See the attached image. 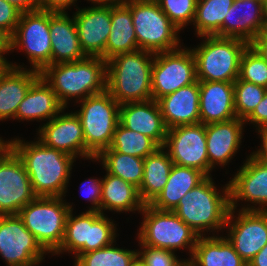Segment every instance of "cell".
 Masks as SVG:
<instances>
[{"label":"cell","instance_id":"obj_16","mask_svg":"<svg viewBox=\"0 0 267 266\" xmlns=\"http://www.w3.org/2000/svg\"><path fill=\"white\" fill-rule=\"evenodd\" d=\"M234 213L235 210L230 209L225 225L229 229L226 238L248 264L267 244V211L239 209L237 217Z\"/></svg>","mask_w":267,"mask_h":266},{"label":"cell","instance_id":"obj_11","mask_svg":"<svg viewBox=\"0 0 267 266\" xmlns=\"http://www.w3.org/2000/svg\"><path fill=\"white\" fill-rule=\"evenodd\" d=\"M9 49L25 51L32 70L41 73L51 65L49 11L37 9L21 13L16 30L9 38Z\"/></svg>","mask_w":267,"mask_h":266},{"label":"cell","instance_id":"obj_12","mask_svg":"<svg viewBox=\"0 0 267 266\" xmlns=\"http://www.w3.org/2000/svg\"><path fill=\"white\" fill-rule=\"evenodd\" d=\"M196 81V63L191 47L155 53L151 75L153 100L158 101Z\"/></svg>","mask_w":267,"mask_h":266},{"label":"cell","instance_id":"obj_29","mask_svg":"<svg viewBox=\"0 0 267 266\" xmlns=\"http://www.w3.org/2000/svg\"><path fill=\"white\" fill-rule=\"evenodd\" d=\"M206 177L196 168L173 164L167 183L150 206L160 211H173L181 198Z\"/></svg>","mask_w":267,"mask_h":266},{"label":"cell","instance_id":"obj_10","mask_svg":"<svg viewBox=\"0 0 267 266\" xmlns=\"http://www.w3.org/2000/svg\"><path fill=\"white\" fill-rule=\"evenodd\" d=\"M116 225L101 212L86 210L73 216V210H70L61 246L54 255L68 251L75 255V261L81 254L115 243Z\"/></svg>","mask_w":267,"mask_h":266},{"label":"cell","instance_id":"obj_18","mask_svg":"<svg viewBox=\"0 0 267 266\" xmlns=\"http://www.w3.org/2000/svg\"><path fill=\"white\" fill-rule=\"evenodd\" d=\"M73 15L85 56L105 60L106 43L111 32V5L78 8Z\"/></svg>","mask_w":267,"mask_h":266},{"label":"cell","instance_id":"obj_13","mask_svg":"<svg viewBox=\"0 0 267 266\" xmlns=\"http://www.w3.org/2000/svg\"><path fill=\"white\" fill-rule=\"evenodd\" d=\"M36 197L21 159L6 144L0 151V215H18Z\"/></svg>","mask_w":267,"mask_h":266},{"label":"cell","instance_id":"obj_15","mask_svg":"<svg viewBox=\"0 0 267 266\" xmlns=\"http://www.w3.org/2000/svg\"><path fill=\"white\" fill-rule=\"evenodd\" d=\"M206 125L203 123L168 129L164 150L174 164L192 167L209 176Z\"/></svg>","mask_w":267,"mask_h":266},{"label":"cell","instance_id":"obj_47","mask_svg":"<svg viewBox=\"0 0 267 266\" xmlns=\"http://www.w3.org/2000/svg\"><path fill=\"white\" fill-rule=\"evenodd\" d=\"M15 6L22 13L39 9L38 0H4Z\"/></svg>","mask_w":267,"mask_h":266},{"label":"cell","instance_id":"obj_37","mask_svg":"<svg viewBox=\"0 0 267 266\" xmlns=\"http://www.w3.org/2000/svg\"><path fill=\"white\" fill-rule=\"evenodd\" d=\"M267 89L237 78L234 81L236 117L245 120L263 99Z\"/></svg>","mask_w":267,"mask_h":266},{"label":"cell","instance_id":"obj_14","mask_svg":"<svg viewBox=\"0 0 267 266\" xmlns=\"http://www.w3.org/2000/svg\"><path fill=\"white\" fill-rule=\"evenodd\" d=\"M46 254L18 215H0V256L7 266H39Z\"/></svg>","mask_w":267,"mask_h":266},{"label":"cell","instance_id":"obj_51","mask_svg":"<svg viewBox=\"0 0 267 266\" xmlns=\"http://www.w3.org/2000/svg\"><path fill=\"white\" fill-rule=\"evenodd\" d=\"M131 266H146L145 262L137 255L131 263Z\"/></svg>","mask_w":267,"mask_h":266},{"label":"cell","instance_id":"obj_34","mask_svg":"<svg viewBox=\"0 0 267 266\" xmlns=\"http://www.w3.org/2000/svg\"><path fill=\"white\" fill-rule=\"evenodd\" d=\"M234 0H198L193 20L197 37L219 36L221 26Z\"/></svg>","mask_w":267,"mask_h":266},{"label":"cell","instance_id":"obj_44","mask_svg":"<svg viewBox=\"0 0 267 266\" xmlns=\"http://www.w3.org/2000/svg\"><path fill=\"white\" fill-rule=\"evenodd\" d=\"M76 2L77 0H38V5L40 10L57 13L66 12Z\"/></svg>","mask_w":267,"mask_h":266},{"label":"cell","instance_id":"obj_49","mask_svg":"<svg viewBox=\"0 0 267 266\" xmlns=\"http://www.w3.org/2000/svg\"><path fill=\"white\" fill-rule=\"evenodd\" d=\"M8 52H10L9 37L0 30V57H5L3 55Z\"/></svg>","mask_w":267,"mask_h":266},{"label":"cell","instance_id":"obj_19","mask_svg":"<svg viewBox=\"0 0 267 266\" xmlns=\"http://www.w3.org/2000/svg\"><path fill=\"white\" fill-rule=\"evenodd\" d=\"M64 109L39 127L38 140L74 158H78L79 155L83 159L90 160L85 155L84 132L79 117L75 112L64 113Z\"/></svg>","mask_w":267,"mask_h":266},{"label":"cell","instance_id":"obj_40","mask_svg":"<svg viewBox=\"0 0 267 266\" xmlns=\"http://www.w3.org/2000/svg\"><path fill=\"white\" fill-rule=\"evenodd\" d=\"M140 248L138 255L146 266H188L187 261L178 259L173 251L147 245H140Z\"/></svg>","mask_w":267,"mask_h":266},{"label":"cell","instance_id":"obj_23","mask_svg":"<svg viewBox=\"0 0 267 266\" xmlns=\"http://www.w3.org/2000/svg\"><path fill=\"white\" fill-rule=\"evenodd\" d=\"M200 123L226 122L236 118L234 82L199 81Z\"/></svg>","mask_w":267,"mask_h":266},{"label":"cell","instance_id":"obj_9","mask_svg":"<svg viewBox=\"0 0 267 266\" xmlns=\"http://www.w3.org/2000/svg\"><path fill=\"white\" fill-rule=\"evenodd\" d=\"M140 213L144 216L137 234L140 245L173 252L188 249L192 257L199 235L173 211H160L144 205Z\"/></svg>","mask_w":267,"mask_h":266},{"label":"cell","instance_id":"obj_28","mask_svg":"<svg viewBox=\"0 0 267 266\" xmlns=\"http://www.w3.org/2000/svg\"><path fill=\"white\" fill-rule=\"evenodd\" d=\"M188 266H247L226 236H199Z\"/></svg>","mask_w":267,"mask_h":266},{"label":"cell","instance_id":"obj_2","mask_svg":"<svg viewBox=\"0 0 267 266\" xmlns=\"http://www.w3.org/2000/svg\"><path fill=\"white\" fill-rule=\"evenodd\" d=\"M40 74L64 108L72 98L78 103L107 90V61L101 57L48 65Z\"/></svg>","mask_w":267,"mask_h":266},{"label":"cell","instance_id":"obj_31","mask_svg":"<svg viewBox=\"0 0 267 266\" xmlns=\"http://www.w3.org/2000/svg\"><path fill=\"white\" fill-rule=\"evenodd\" d=\"M105 48V60L121 53L138 51L130 7L126 4L111 5V30Z\"/></svg>","mask_w":267,"mask_h":266},{"label":"cell","instance_id":"obj_54","mask_svg":"<svg viewBox=\"0 0 267 266\" xmlns=\"http://www.w3.org/2000/svg\"><path fill=\"white\" fill-rule=\"evenodd\" d=\"M7 144V141L3 140L1 137H0V151L3 149V147Z\"/></svg>","mask_w":267,"mask_h":266},{"label":"cell","instance_id":"obj_30","mask_svg":"<svg viewBox=\"0 0 267 266\" xmlns=\"http://www.w3.org/2000/svg\"><path fill=\"white\" fill-rule=\"evenodd\" d=\"M138 188L122 178L106 172L102 178L101 213L105 210L116 213L138 211L144 208Z\"/></svg>","mask_w":267,"mask_h":266},{"label":"cell","instance_id":"obj_35","mask_svg":"<svg viewBox=\"0 0 267 266\" xmlns=\"http://www.w3.org/2000/svg\"><path fill=\"white\" fill-rule=\"evenodd\" d=\"M159 147L150 137L137 131L129 130L119 122L109 148L122 154L146 158Z\"/></svg>","mask_w":267,"mask_h":266},{"label":"cell","instance_id":"obj_50","mask_svg":"<svg viewBox=\"0 0 267 266\" xmlns=\"http://www.w3.org/2000/svg\"><path fill=\"white\" fill-rule=\"evenodd\" d=\"M90 1L93 5H118L123 4L127 0H87Z\"/></svg>","mask_w":267,"mask_h":266},{"label":"cell","instance_id":"obj_27","mask_svg":"<svg viewBox=\"0 0 267 266\" xmlns=\"http://www.w3.org/2000/svg\"><path fill=\"white\" fill-rule=\"evenodd\" d=\"M64 107L60 104L51 86L40 76L29 88L20 102L16 120L50 121Z\"/></svg>","mask_w":267,"mask_h":266},{"label":"cell","instance_id":"obj_43","mask_svg":"<svg viewBox=\"0 0 267 266\" xmlns=\"http://www.w3.org/2000/svg\"><path fill=\"white\" fill-rule=\"evenodd\" d=\"M255 125L256 129L267 126V91L261 102L255 107L253 112L244 120Z\"/></svg>","mask_w":267,"mask_h":266},{"label":"cell","instance_id":"obj_17","mask_svg":"<svg viewBox=\"0 0 267 266\" xmlns=\"http://www.w3.org/2000/svg\"><path fill=\"white\" fill-rule=\"evenodd\" d=\"M228 185L230 209H237L241 200L256 206L248 203L241 210L267 211V163L249 155Z\"/></svg>","mask_w":267,"mask_h":266},{"label":"cell","instance_id":"obj_1","mask_svg":"<svg viewBox=\"0 0 267 266\" xmlns=\"http://www.w3.org/2000/svg\"><path fill=\"white\" fill-rule=\"evenodd\" d=\"M7 145L21 159L37 197H65L71 177L74 157L50 148L38 139L25 142L19 137Z\"/></svg>","mask_w":267,"mask_h":266},{"label":"cell","instance_id":"obj_45","mask_svg":"<svg viewBox=\"0 0 267 266\" xmlns=\"http://www.w3.org/2000/svg\"><path fill=\"white\" fill-rule=\"evenodd\" d=\"M257 130L256 132L259 133L262 144L261 147L257 149V151H253L250 155L257 160L267 163V126L258 128Z\"/></svg>","mask_w":267,"mask_h":266},{"label":"cell","instance_id":"obj_53","mask_svg":"<svg viewBox=\"0 0 267 266\" xmlns=\"http://www.w3.org/2000/svg\"><path fill=\"white\" fill-rule=\"evenodd\" d=\"M263 18H264L265 30H267V0L263 2Z\"/></svg>","mask_w":267,"mask_h":266},{"label":"cell","instance_id":"obj_33","mask_svg":"<svg viewBox=\"0 0 267 266\" xmlns=\"http://www.w3.org/2000/svg\"><path fill=\"white\" fill-rule=\"evenodd\" d=\"M94 160H99L107 173L120 177L137 188L140 187L143 180L144 158L122 154L106 148Z\"/></svg>","mask_w":267,"mask_h":266},{"label":"cell","instance_id":"obj_46","mask_svg":"<svg viewBox=\"0 0 267 266\" xmlns=\"http://www.w3.org/2000/svg\"><path fill=\"white\" fill-rule=\"evenodd\" d=\"M249 45L267 62V30L261 32Z\"/></svg>","mask_w":267,"mask_h":266},{"label":"cell","instance_id":"obj_22","mask_svg":"<svg viewBox=\"0 0 267 266\" xmlns=\"http://www.w3.org/2000/svg\"><path fill=\"white\" fill-rule=\"evenodd\" d=\"M244 124V120L236 117L230 121L206 125L209 176L216 165L225 167L235 156L242 143Z\"/></svg>","mask_w":267,"mask_h":266},{"label":"cell","instance_id":"obj_3","mask_svg":"<svg viewBox=\"0 0 267 266\" xmlns=\"http://www.w3.org/2000/svg\"><path fill=\"white\" fill-rule=\"evenodd\" d=\"M222 189L218 192L212 176H207L181 198L173 212L199 236L219 232L225 229L230 211L228 183Z\"/></svg>","mask_w":267,"mask_h":266},{"label":"cell","instance_id":"obj_26","mask_svg":"<svg viewBox=\"0 0 267 266\" xmlns=\"http://www.w3.org/2000/svg\"><path fill=\"white\" fill-rule=\"evenodd\" d=\"M51 65L75 62L86 56L81 50L74 17L67 12L49 11Z\"/></svg>","mask_w":267,"mask_h":266},{"label":"cell","instance_id":"obj_20","mask_svg":"<svg viewBox=\"0 0 267 266\" xmlns=\"http://www.w3.org/2000/svg\"><path fill=\"white\" fill-rule=\"evenodd\" d=\"M119 122L129 130L150 137L160 147H163L168 128L157 101L151 99L120 104Z\"/></svg>","mask_w":267,"mask_h":266},{"label":"cell","instance_id":"obj_6","mask_svg":"<svg viewBox=\"0 0 267 266\" xmlns=\"http://www.w3.org/2000/svg\"><path fill=\"white\" fill-rule=\"evenodd\" d=\"M201 44L191 49L198 81L234 82L239 77L240 58L249 45L238 38L201 36Z\"/></svg>","mask_w":267,"mask_h":266},{"label":"cell","instance_id":"obj_32","mask_svg":"<svg viewBox=\"0 0 267 266\" xmlns=\"http://www.w3.org/2000/svg\"><path fill=\"white\" fill-rule=\"evenodd\" d=\"M173 164L163 147L144 158L143 180L138 190L145 205H150L162 192Z\"/></svg>","mask_w":267,"mask_h":266},{"label":"cell","instance_id":"obj_4","mask_svg":"<svg viewBox=\"0 0 267 266\" xmlns=\"http://www.w3.org/2000/svg\"><path fill=\"white\" fill-rule=\"evenodd\" d=\"M154 56L153 52L138 50L107 60V91L119 104L152 99Z\"/></svg>","mask_w":267,"mask_h":266},{"label":"cell","instance_id":"obj_38","mask_svg":"<svg viewBox=\"0 0 267 266\" xmlns=\"http://www.w3.org/2000/svg\"><path fill=\"white\" fill-rule=\"evenodd\" d=\"M238 78L267 89V62L250 45L241 55Z\"/></svg>","mask_w":267,"mask_h":266},{"label":"cell","instance_id":"obj_21","mask_svg":"<svg viewBox=\"0 0 267 266\" xmlns=\"http://www.w3.org/2000/svg\"><path fill=\"white\" fill-rule=\"evenodd\" d=\"M263 31V2L234 0L227 16L224 17L221 37L238 38L250 44Z\"/></svg>","mask_w":267,"mask_h":266},{"label":"cell","instance_id":"obj_25","mask_svg":"<svg viewBox=\"0 0 267 266\" xmlns=\"http://www.w3.org/2000/svg\"><path fill=\"white\" fill-rule=\"evenodd\" d=\"M8 62L0 74V121L8 118L16 120L20 102L25 98L30 86L41 76L40 72Z\"/></svg>","mask_w":267,"mask_h":266},{"label":"cell","instance_id":"obj_8","mask_svg":"<svg viewBox=\"0 0 267 266\" xmlns=\"http://www.w3.org/2000/svg\"><path fill=\"white\" fill-rule=\"evenodd\" d=\"M63 197H36L24 206L18 216L37 242L49 254L60 248L68 213L72 204Z\"/></svg>","mask_w":267,"mask_h":266},{"label":"cell","instance_id":"obj_39","mask_svg":"<svg viewBox=\"0 0 267 266\" xmlns=\"http://www.w3.org/2000/svg\"><path fill=\"white\" fill-rule=\"evenodd\" d=\"M170 21L179 29L193 23L198 0H155Z\"/></svg>","mask_w":267,"mask_h":266},{"label":"cell","instance_id":"obj_52","mask_svg":"<svg viewBox=\"0 0 267 266\" xmlns=\"http://www.w3.org/2000/svg\"><path fill=\"white\" fill-rule=\"evenodd\" d=\"M8 62L6 57H0V74L6 69Z\"/></svg>","mask_w":267,"mask_h":266},{"label":"cell","instance_id":"obj_48","mask_svg":"<svg viewBox=\"0 0 267 266\" xmlns=\"http://www.w3.org/2000/svg\"><path fill=\"white\" fill-rule=\"evenodd\" d=\"M248 266H267V244L253 257Z\"/></svg>","mask_w":267,"mask_h":266},{"label":"cell","instance_id":"obj_24","mask_svg":"<svg viewBox=\"0 0 267 266\" xmlns=\"http://www.w3.org/2000/svg\"><path fill=\"white\" fill-rule=\"evenodd\" d=\"M161 114L168 129L200 123L199 81L181 87L158 101Z\"/></svg>","mask_w":267,"mask_h":266},{"label":"cell","instance_id":"obj_5","mask_svg":"<svg viewBox=\"0 0 267 266\" xmlns=\"http://www.w3.org/2000/svg\"><path fill=\"white\" fill-rule=\"evenodd\" d=\"M76 115L81 121L85 139V155L92 161L109 148L119 123L120 104L105 90L82 101Z\"/></svg>","mask_w":267,"mask_h":266},{"label":"cell","instance_id":"obj_41","mask_svg":"<svg viewBox=\"0 0 267 266\" xmlns=\"http://www.w3.org/2000/svg\"><path fill=\"white\" fill-rule=\"evenodd\" d=\"M15 6L4 0H0V30L9 38L14 34L21 16Z\"/></svg>","mask_w":267,"mask_h":266},{"label":"cell","instance_id":"obj_7","mask_svg":"<svg viewBox=\"0 0 267 266\" xmlns=\"http://www.w3.org/2000/svg\"><path fill=\"white\" fill-rule=\"evenodd\" d=\"M139 50L169 52L181 46L179 30L155 0H127Z\"/></svg>","mask_w":267,"mask_h":266},{"label":"cell","instance_id":"obj_36","mask_svg":"<svg viewBox=\"0 0 267 266\" xmlns=\"http://www.w3.org/2000/svg\"><path fill=\"white\" fill-rule=\"evenodd\" d=\"M114 246L112 243L101 249L81 254L75 260L74 266H131L138 251Z\"/></svg>","mask_w":267,"mask_h":266},{"label":"cell","instance_id":"obj_42","mask_svg":"<svg viewBox=\"0 0 267 266\" xmlns=\"http://www.w3.org/2000/svg\"><path fill=\"white\" fill-rule=\"evenodd\" d=\"M83 185V186H82ZM81 185L80 192L83 194V198L91 202V207L88 211L101 212V191H102V178H89L87 181L83 182ZM86 189V190H85Z\"/></svg>","mask_w":267,"mask_h":266}]
</instances>
